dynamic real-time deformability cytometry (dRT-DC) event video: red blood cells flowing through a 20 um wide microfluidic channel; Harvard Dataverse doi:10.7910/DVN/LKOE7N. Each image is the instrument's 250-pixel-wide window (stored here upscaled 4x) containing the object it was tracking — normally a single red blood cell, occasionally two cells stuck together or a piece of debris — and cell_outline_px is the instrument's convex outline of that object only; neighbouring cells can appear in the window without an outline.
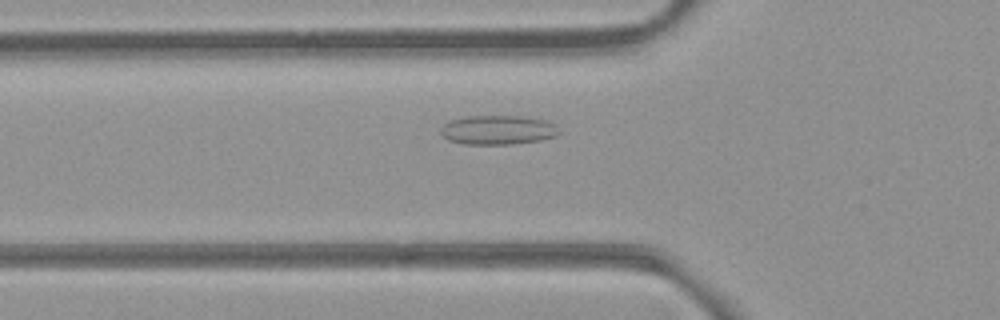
{"species": "common noctule bat (a hibernating species)", "species_latin": "Nyctalus noctula", "temperature_condition": "room temperature", "stored_images_in_passage": 34, "camera_frame_rate_fps": 3000, "um_per_image_px": 0.085, "animal": {"sex": "female", "body_mass_g": 21.9}, "frame": {"image": 1, "passage_image": 6, "time_ms": 1.667, "image_size_px": [1000, 320], "cell_outline_px": [[560, 132], [556, 136], [540, 140], [512, 144], [464, 144], [448, 140], [440, 132], [440, 128], [444, 124], [452, 120], [464, 116], [520, 116], [544, 120], [556, 124]], "centroid_in_image_um": [42.32, 11.04], "position_along_channel_um": 83.5, "area_um2": 20.17}}
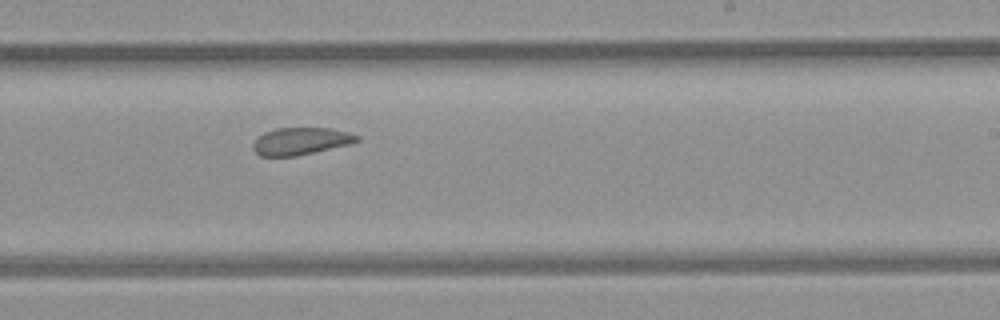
{"frame": {"image": 2, "passage_image": 20, "time_ms": 6.333, "image_size_px": [1000, 320], "cell_outline_px": [[360, 140], [348, 144], [296, 156], [260, 156], [252, 148], [252, 144], [264, 132], [276, 128], [328, 128], [348, 132], [360, 136]], "centroid_in_image_um": [25.55, 11.99], "position_along_channel_um": 263.5, "area_um2": 16.3}}
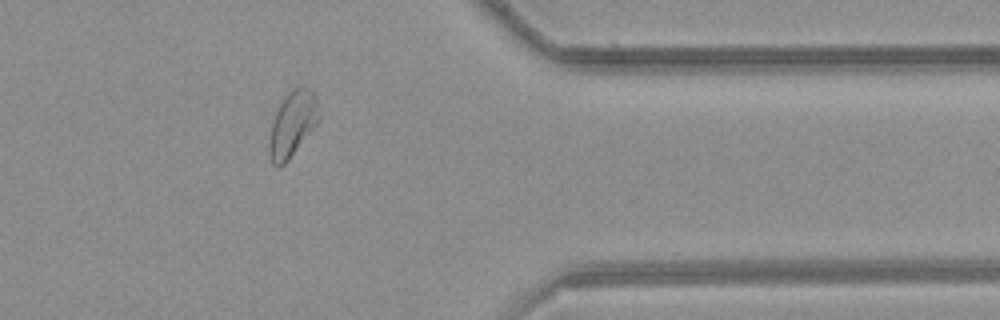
{"frame": {"image": 3, "passage_image": 31, "time_ms": 10.0, "image_size_px": [1000, 320], "cell_outline_px": [[320, 120], [288, 160], [280, 168], [276, 168], [272, 164], [268, 152], [268, 144], [272, 120], [284, 96], [292, 88], [300, 84], [304, 84], [316, 96], [320, 116]], "centroid_in_image_um": [24.85, 10.52], "position_along_channel_um": 386.6, "area_um2": 19.31}, "authors_computed_cell_mechanics": {"area_um2": 17.629, "velocity_mm_per_s": 3.8455, "shape_relaxation_time_tau1_ms": null, "shape_relaxation_time_tau2_ms": 1.8413, "deformation_change_tau1": null, "deformation_change_tau2": 0.0656}}